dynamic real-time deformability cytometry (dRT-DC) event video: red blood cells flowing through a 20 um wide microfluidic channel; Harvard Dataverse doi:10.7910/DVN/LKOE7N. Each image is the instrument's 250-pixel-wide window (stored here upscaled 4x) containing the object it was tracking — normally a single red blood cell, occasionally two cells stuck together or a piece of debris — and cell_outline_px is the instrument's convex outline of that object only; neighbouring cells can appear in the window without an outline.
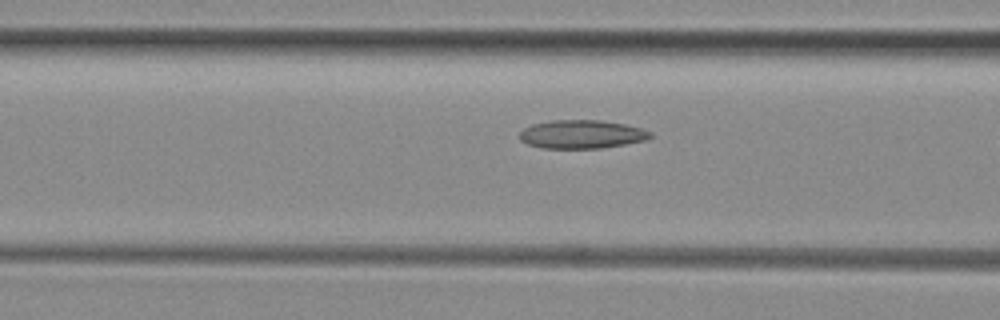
{"species": "common noctule bat (a hibernating species)", "species_latin": "Nyctalus noctula", "temperature_condition": "room temperature", "stored_images_in_passage": 11, "camera_frame_rate_fps": 3000, "um_per_image_px": 0.085, "animal": {"sex": "female", "body_mass_g": 29.2, "forearm_length_mm": 56.3}, "frame": {"image": 1, "passage_image": 10, "time_ms": 3.0, "image_size_px": [1000, 320], "cell_outline_px": [[652, 136], [644, 140], [624, 144], [600, 148], [544, 148], [528, 144], [520, 140], [520, 132], [524, 128], [532, 124], [552, 120], [600, 120], [624, 124], [640, 128], [652, 132]], "centroid_in_image_um": [49.42, 11.41], "position_along_channel_um": 117.2, "area_um2": 21.5}}